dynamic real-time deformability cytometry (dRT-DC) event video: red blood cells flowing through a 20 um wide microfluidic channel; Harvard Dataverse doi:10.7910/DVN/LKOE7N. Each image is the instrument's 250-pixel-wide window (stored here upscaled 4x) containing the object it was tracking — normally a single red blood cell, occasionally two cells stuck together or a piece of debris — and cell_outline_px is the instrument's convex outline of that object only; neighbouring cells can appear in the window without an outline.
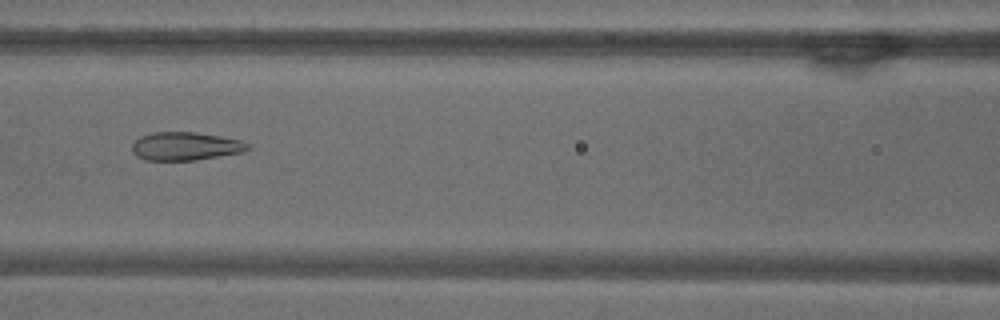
{"species": "common noctule bat (a hibernating species)", "species_latin": "Nyctalus noctula", "temperature_condition": "warm", "stored_images_in_passage": 8, "camera_frame_rate_fps": 3000, "um_per_image_px": 0.085, "animal": {"sex": "male", "body_mass_g": 18.8}, "frame": {"image": 1, "passage_image": 7, "time_ms": 2.0, "image_size_px": [1000, 320], "cell_outline_px": [[248, 148], [240, 152], [196, 160], [144, 160], [136, 156], [132, 152], [132, 144], [140, 136], [152, 132], [196, 132], [220, 136], [240, 140], [248, 144]], "centroid_in_image_um": [15.69, 12.42], "position_along_channel_um": 150.9, "area_um2": 18.9}}
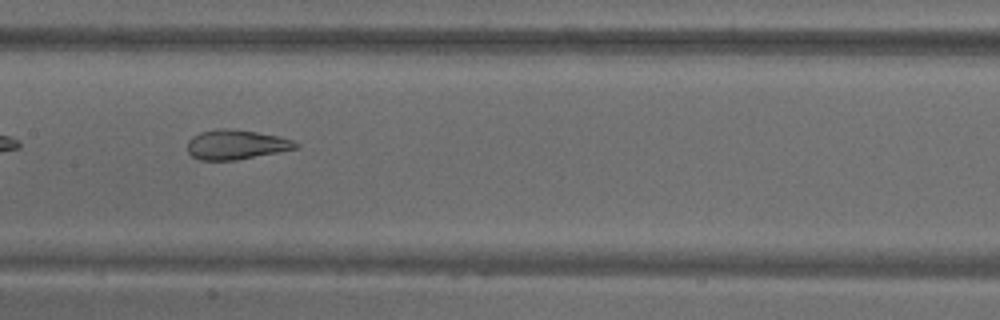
{"frame": {"image": 2, "passage_image": 8, "time_ms": 2.333, "image_size_px": [1000, 320], "cell_outline_px": [[300, 144], [296, 148], [236, 160], [200, 160], [192, 156], [188, 152], [188, 140], [192, 136], [200, 132], [216, 128], [228, 128], [256, 132], [280, 136], [292, 140]], "centroid_in_image_um": [20.03, 12.28], "position_along_channel_um": 187.4, "area_um2": 18.61}}